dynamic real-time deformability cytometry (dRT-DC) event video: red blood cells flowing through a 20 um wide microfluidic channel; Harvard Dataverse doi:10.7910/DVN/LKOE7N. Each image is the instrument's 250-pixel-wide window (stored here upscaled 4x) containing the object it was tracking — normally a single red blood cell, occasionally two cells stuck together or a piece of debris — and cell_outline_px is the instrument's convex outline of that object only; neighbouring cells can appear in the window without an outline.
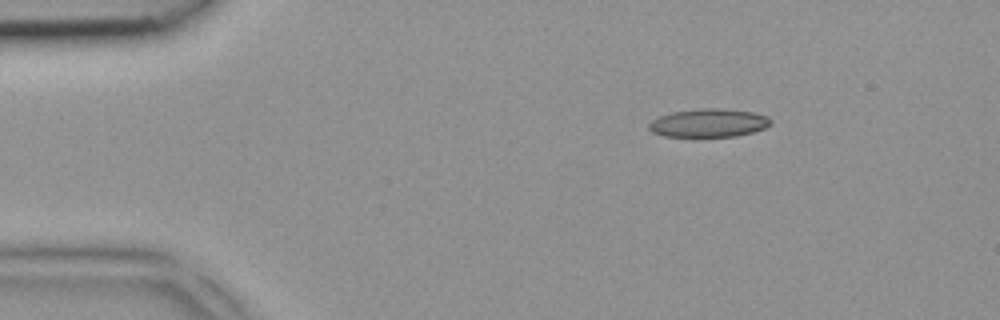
{"species": "common noctule bat (a hibernating species)", "species_latin": "Nyctalus noctula", "temperature_condition": "room temperature", "stored_images_in_passage": 4, "camera_frame_rate_fps": 3000, "um_per_image_px": 0.085, "animal": {"sex": "female", "body_mass_g": 18.4}, "frame": {"image": 1, "passage_image": 1, "time_ms": 0.0, "image_size_px": [1000, 320], "cell_outline_px": [[772, 124], [764, 128], [752, 132], [736, 136], [664, 136], [652, 132], [648, 128], [648, 124], [652, 120], [660, 116], [672, 112], [700, 108], [720, 108], [752, 112], [768, 116], [772, 120]], "centroid_in_image_um": [60.25, 10.44], "position_along_channel_um": 24.8, "area_um2": 20.06}}